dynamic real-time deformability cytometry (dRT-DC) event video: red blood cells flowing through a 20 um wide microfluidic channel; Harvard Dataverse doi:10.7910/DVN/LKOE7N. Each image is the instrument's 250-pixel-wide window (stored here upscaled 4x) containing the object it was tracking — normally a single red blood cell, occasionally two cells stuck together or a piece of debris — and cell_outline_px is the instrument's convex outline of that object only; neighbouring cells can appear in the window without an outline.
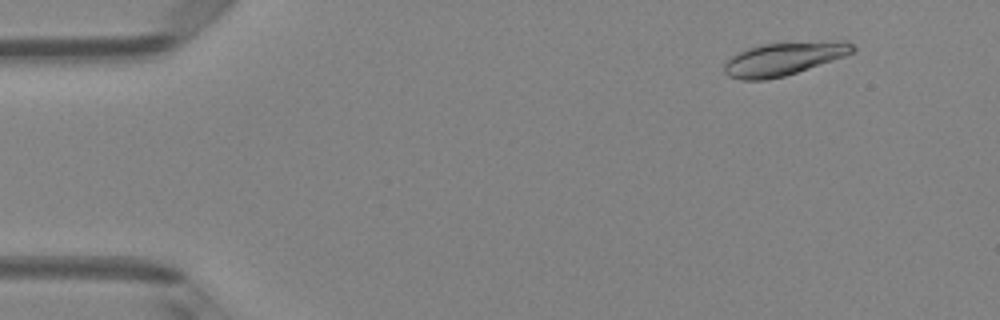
{"species": "Egyptian fruit bat (a non-hibernating species)", "species_latin": "Rousettus aegyptiacus", "temperature_condition": "room temperature", "stored_images_in_passage": 7, "camera_frame_rate_fps": 3000, "um_per_image_px": 0.085, "animal": {"sex": "female"}, "frame": {"image": 1, "passage_image": 2, "time_ms": 0.333, "image_size_px": [1000, 320], "cell_outline_px": [[856, 52], [784, 76], [768, 80], [740, 80], [728, 76], [724, 72], [724, 64], [736, 52], [760, 44], [844, 40], [848, 40], [856, 48]], "centroid_in_image_um": [66.61, 4.99], "position_along_channel_um": 18.4, "area_um2": 24.85}}
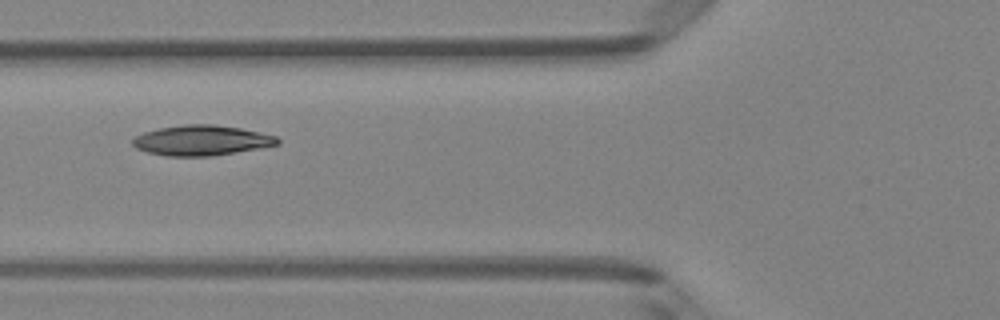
{"frame": {"image": 2, "passage_image": 6, "time_ms": 1.667, "image_size_px": [1000, 320], "cell_outline_px": [[280, 144], [260, 148], [212, 156], [168, 156], [148, 152], [136, 148], [132, 144], [132, 140], [136, 136], [144, 132], [160, 128], [184, 124], [212, 124], [240, 128], [276, 136], [280, 140]], "centroid_in_image_um": [17.14, 11.93], "position_along_channel_um": 108.7, "area_um2": 25.37}}
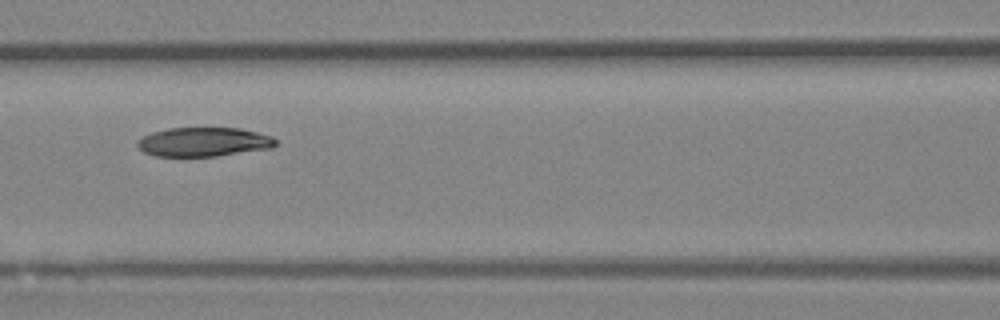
{"frame": {"image": 3, "passage_image": 7, "time_ms": 2.0, "image_size_px": [1000, 320], "cell_outline_px": [[276, 144], [272, 148], [216, 156], [156, 156], [144, 152], [136, 144], [144, 136], [152, 132], [168, 128], [240, 128], [272, 136], [276, 140]], "centroid_in_image_um": [17.33, 12.06], "position_along_channel_um": 149.3, "area_um2": 23.29}}